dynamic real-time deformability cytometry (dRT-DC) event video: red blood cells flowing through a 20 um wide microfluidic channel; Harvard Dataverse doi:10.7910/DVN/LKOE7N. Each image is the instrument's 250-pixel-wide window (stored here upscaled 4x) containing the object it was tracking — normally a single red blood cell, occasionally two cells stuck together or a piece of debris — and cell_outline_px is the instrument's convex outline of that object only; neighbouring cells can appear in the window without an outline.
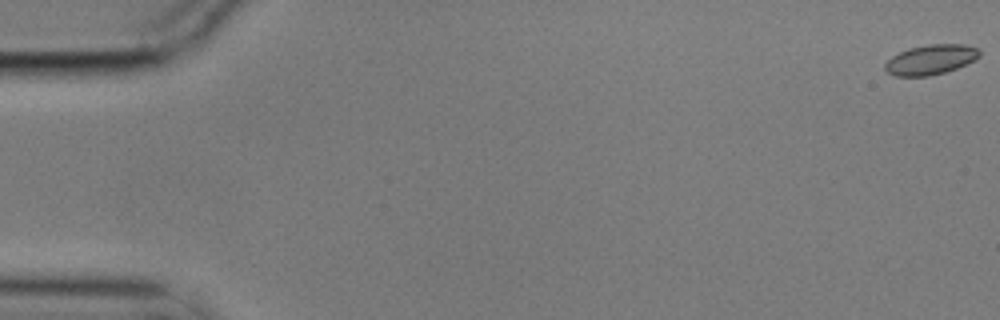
{"species": "common noctule bat (a hibernating species)", "species_latin": "Nyctalus noctula", "temperature_condition": "cold", "stored_images_in_passage": 6, "camera_frame_rate_fps": 3000, "um_per_image_px": 0.085, "animal": {"sex": "male", "body_mass_g": 17.9}, "frame": {"image": 1, "passage_image": 1, "time_ms": 0.0, "image_size_px": [1000, 320], "cell_outline_px": [[980, 56], [956, 68], [944, 72], [928, 76], [896, 76], [888, 72], [884, 68], [884, 64], [892, 56], [908, 48], [928, 44], [964, 44], [980, 48]], "centroid_in_image_um": [79.1, 5.05], "position_along_channel_um": 5.9, "area_um2": 16.36}}
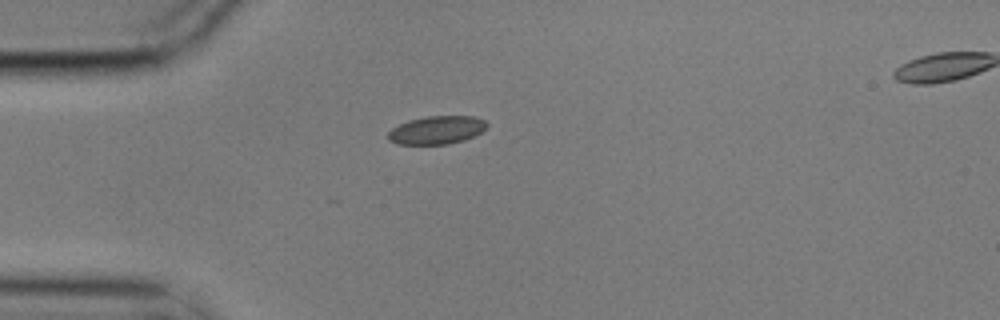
{"frame": {"image": 2, "passage_image": 5, "time_ms": 1.333, "image_size_px": [1000, 320], "cell_outline_px": [[488, 128], [464, 140], [448, 144], [396, 144], [388, 140], [388, 132], [392, 128], [408, 120], [428, 116], [472, 116], [484, 120], [488, 124]], "centroid_in_image_um": [37.11, 11.05], "position_along_channel_um": 47.9, "area_um2": 16.18}}